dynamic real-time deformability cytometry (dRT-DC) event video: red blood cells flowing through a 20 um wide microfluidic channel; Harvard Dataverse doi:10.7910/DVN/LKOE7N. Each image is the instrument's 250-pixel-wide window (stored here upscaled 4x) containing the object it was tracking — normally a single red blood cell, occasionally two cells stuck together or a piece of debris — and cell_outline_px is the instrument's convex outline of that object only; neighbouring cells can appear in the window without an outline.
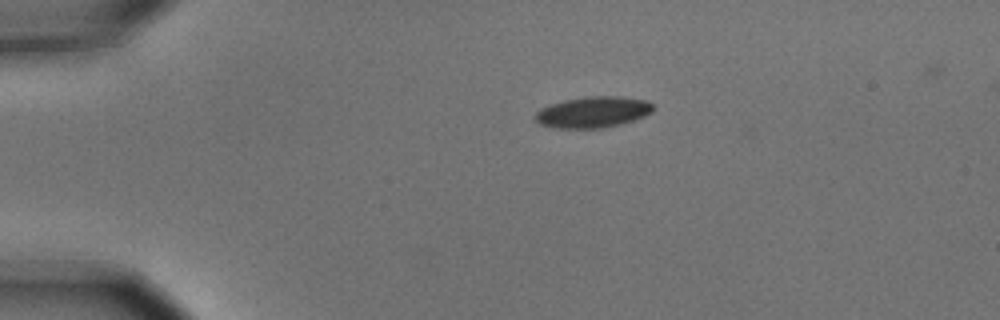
{"species": "common noctule bat (a hibernating species)", "species_latin": "Nyctalus noctula", "temperature_condition": "cold", "stored_images_in_passage": 6, "camera_frame_rate_fps": 3000, "um_per_image_px": 0.085, "animal": {"sex": "male", "body_mass_g": 15.6}, "frame": {"image": 1, "passage_image": 1, "time_ms": 0.0, "image_size_px": [1000, 320], "cell_outline_px": [[656, 108], [652, 112], [636, 120], [604, 128], [552, 128], [540, 124], [532, 116], [540, 108], [548, 104], [564, 100], [588, 96], [620, 96], [648, 100]], "centroid_in_image_um": [50.4, 9.53], "position_along_channel_um": 34.6, "area_um2": 21.79}}
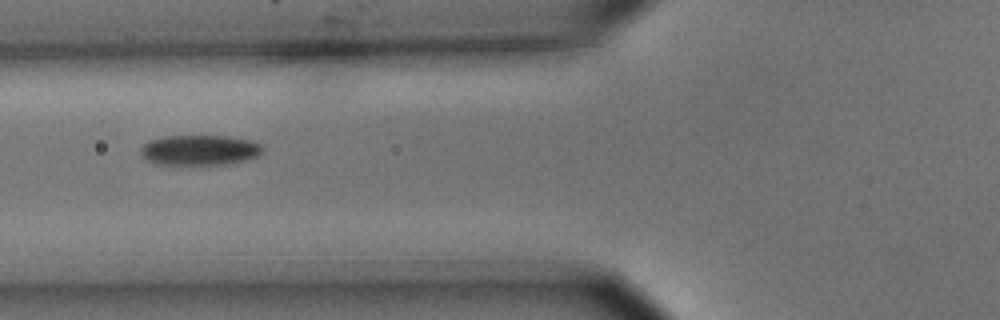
{"frame": {"image": 2, "passage_image": 4, "time_ms": 1.0, "image_size_px": [1000, 320], "cell_outline_px": [[264, 152], [256, 156], [244, 160], [228, 164], [192, 168], [152, 164], [140, 152], [140, 148], [148, 140], [164, 136], [228, 136], [252, 140], [260, 144], [264, 148]], "centroid_in_image_um": [16.94, 12.81], "position_along_channel_um": 108.9, "area_um2": 22.66}}
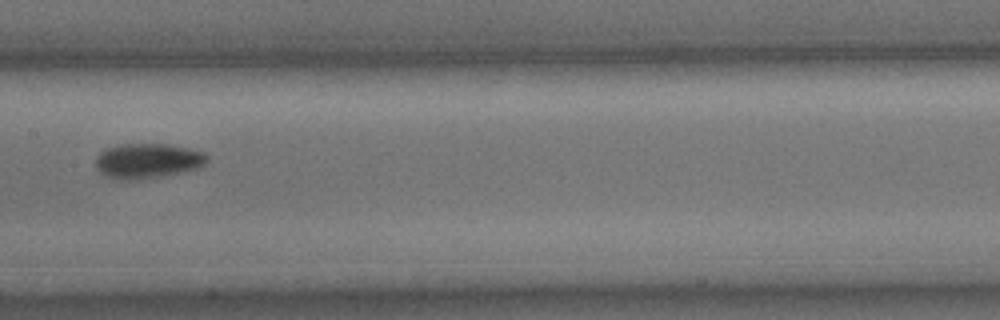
{"frame": {"image": 3, "passage_image": 6, "time_ms": 1.667, "image_size_px": [1000, 320], "cell_outline_px": [[208, 160], [204, 164], [196, 168], [140, 180], [120, 180], [108, 176], [96, 168], [96, 156], [100, 152], [108, 148], [120, 144], [168, 144], [188, 148], [200, 152], [208, 156]], "centroid_in_image_um": [12.51, 13.66], "position_along_channel_um": 194.9, "area_um2": 22.31}}